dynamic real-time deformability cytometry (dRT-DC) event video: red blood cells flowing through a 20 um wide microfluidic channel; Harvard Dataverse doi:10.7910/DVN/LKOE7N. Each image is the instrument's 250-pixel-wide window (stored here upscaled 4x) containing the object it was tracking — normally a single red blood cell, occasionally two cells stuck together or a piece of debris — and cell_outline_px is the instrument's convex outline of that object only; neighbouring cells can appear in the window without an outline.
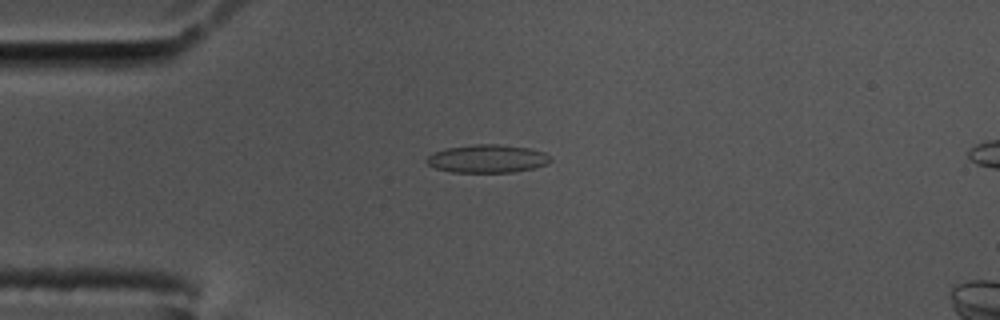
{"species": "common noctule bat (a hibernating species)", "species_latin": "Nyctalus noctula", "temperature_condition": "cold", "stored_images_in_passage": 59, "segment_of_instrument_passage": [1, 2], "camera_frame_rate_fps": 3000, "um_per_image_px": 0.085, "animal": {"sex": "male", "body_mass_g": 17.5, "forearm_length_mm": 52.3}, "frame": {"image": 1, "passage_image": 15, "time_ms": 4.667, "image_size_px": [1000, 320], "cell_outline_px": [[552, 160], [548, 164], [532, 168], [512, 172], [452, 172], [436, 168], [428, 164], [424, 160], [432, 152], [448, 148], [476, 144], [500, 144], [528, 148], [544, 152]], "centroid_in_image_um": [41.41, 13.49], "position_along_channel_um": 43.6, "area_um2": 20.17}}
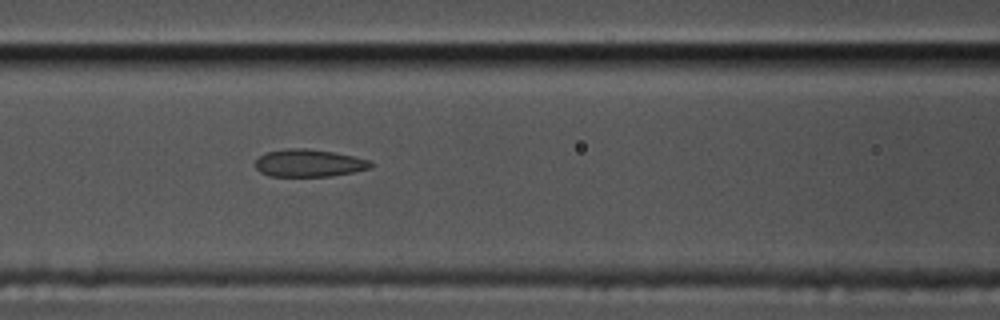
{"frame": {"image": 2, "passage_image": 25, "time_ms": 8.0, "image_size_px": [1000, 320], "cell_outline_px": [[372, 168], [332, 176], [268, 176], [260, 172], [256, 168], [256, 160], [260, 156], [268, 152], [288, 148], [308, 148], [332, 152], [352, 156], [368, 160], [372, 164]], "centroid_in_image_um": [26.24, 13.87], "position_along_channel_um": 140.4, "area_um2": 18.32}}
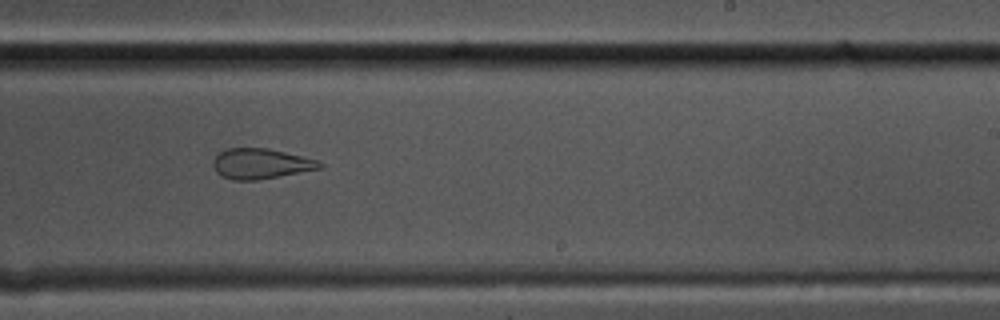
{"frame": {"image": 3, "passage_image": 36, "time_ms": 11.667, "image_size_px": [1000, 320], "cell_outline_px": [[324, 168], [256, 180], [232, 180], [220, 176], [216, 172], [212, 164], [212, 160], [220, 152], [228, 148], [268, 148], [316, 160], [324, 164]], "centroid_in_image_um": [22.14, 13.92], "position_along_channel_um": 266.9, "area_um2": 18.79}}